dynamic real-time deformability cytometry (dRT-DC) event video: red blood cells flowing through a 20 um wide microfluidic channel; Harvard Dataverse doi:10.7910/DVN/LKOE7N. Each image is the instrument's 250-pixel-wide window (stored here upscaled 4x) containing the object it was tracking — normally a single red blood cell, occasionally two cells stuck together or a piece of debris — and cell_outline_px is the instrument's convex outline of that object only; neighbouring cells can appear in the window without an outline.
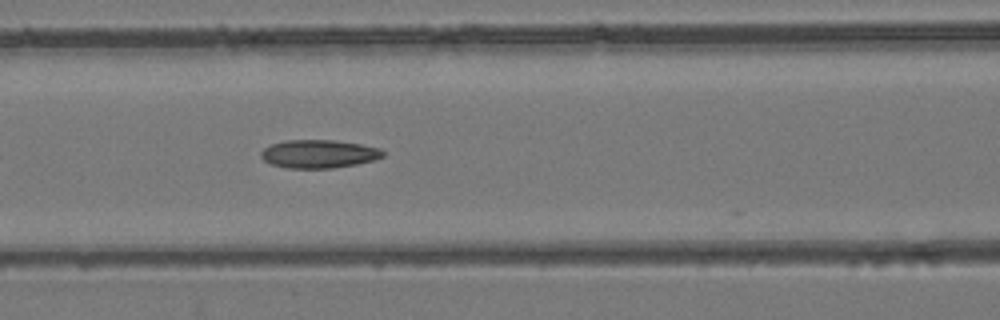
{"species": "common noctule bat (a hibernating species)", "species_latin": "Nyctalus noctula", "temperature_condition": "room temperature", "stored_images_in_passage": 14, "camera_frame_rate_fps": 3000, "um_per_image_px": 0.085, "animal": {"sex": "female", "body_mass_g": 24.6, "forearm_length_mm": 56.2}, "frame": {"image": 1, "passage_image": 8, "time_ms": 2.333, "image_size_px": [1000, 320], "cell_outline_px": [[384, 156], [376, 160], [356, 164], [332, 168], [288, 168], [272, 164], [264, 160], [260, 156], [260, 152], [264, 148], [272, 144], [284, 140], [336, 140], [360, 144], [380, 148], [384, 152]], "centroid_in_image_um": [27.11, 13.08], "position_along_channel_um": 139.5, "area_um2": 20.11}}
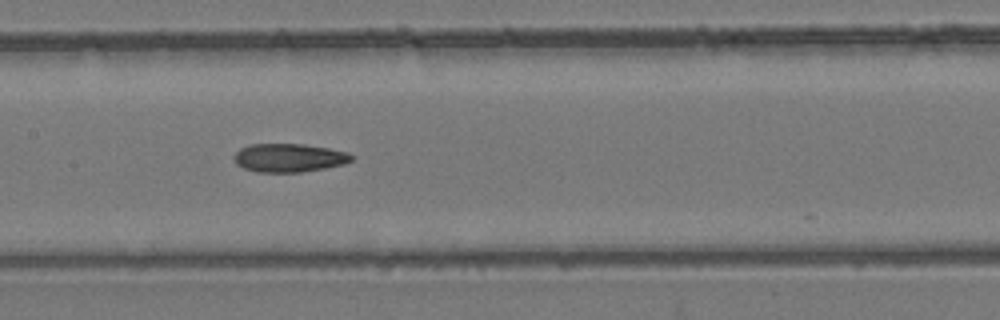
{"frame": {"image": 2, "passage_image": 11, "time_ms": 3.333, "image_size_px": [1000, 320], "cell_outline_px": [[356, 156], [352, 160], [344, 164], [324, 168], [300, 172], [256, 172], [244, 168], [236, 164], [232, 156], [240, 148], [252, 144], [304, 144], [328, 148], [348, 152]], "centroid_in_image_um": [24.57, 13.41], "position_along_channel_um": 182.8, "area_um2": 19.59}}